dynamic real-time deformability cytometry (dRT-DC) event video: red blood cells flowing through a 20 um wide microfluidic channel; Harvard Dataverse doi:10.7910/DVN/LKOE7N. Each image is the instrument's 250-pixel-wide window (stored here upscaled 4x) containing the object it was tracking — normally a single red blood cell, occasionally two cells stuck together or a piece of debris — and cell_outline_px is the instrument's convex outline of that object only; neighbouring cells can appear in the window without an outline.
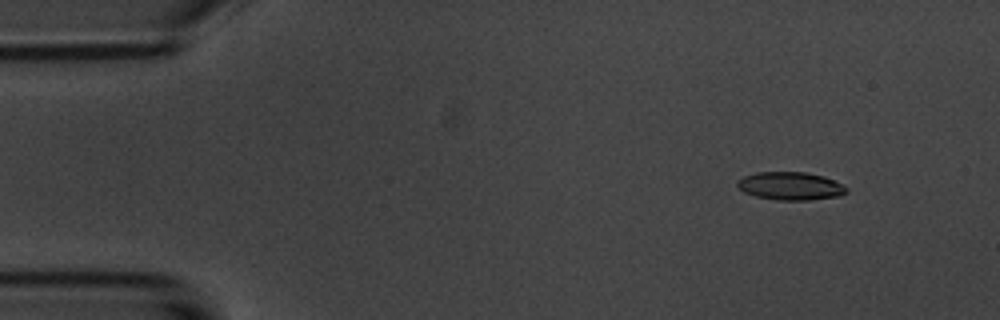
{"species": "common noctule bat (a hibernating species)", "species_latin": "Nyctalus noctula", "temperature_condition": "room temperature", "stored_images_in_passage": 54, "camera_frame_rate_fps": 3000, "um_per_image_px": 0.085, "animal": {"sex": "male", "body_mass_g": 20.1, "forearm_length_mm": 53.5}, "frame": {"image": 1, "passage_image": 6, "time_ms": 1.667, "image_size_px": [1000, 320], "cell_outline_px": [[848, 192], [840, 196], [808, 200], [780, 200], [756, 196], [744, 192], [736, 184], [736, 180], [744, 176], [756, 172], [804, 172], [824, 176], [844, 184], [848, 188]], "centroid_in_image_um": [67.22, 15.8], "position_along_channel_um": 17.8, "area_um2": 17.92}}
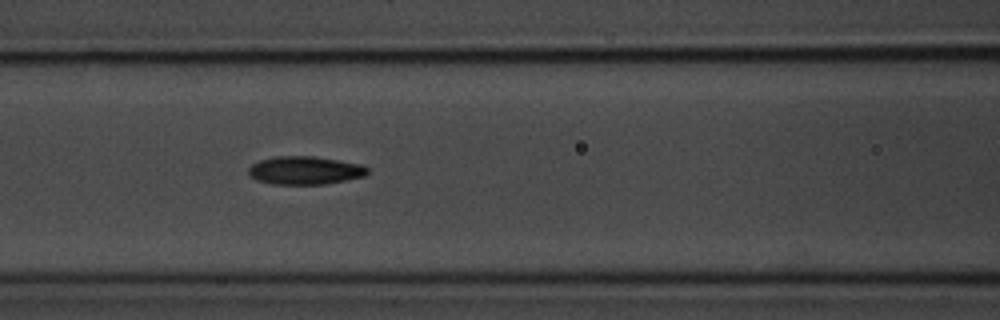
{"frame": {"image": 2, "passage_image": 23, "time_ms": 7.333, "image_size_px": [1000, 320], "cell_outline_px": [[368, 172], [364, 176], [324, 184], [272, 184], [256, 180], [248, 172], [248, 168], [252, 164], [260, 160], [276, 156], [316, 156], [340, 160], [360, 164], [368, 168]], "centroid_in_image_um": [25.91, 14.47], "position_along_channel_um": 140.7, "area_um2": 19.48}}
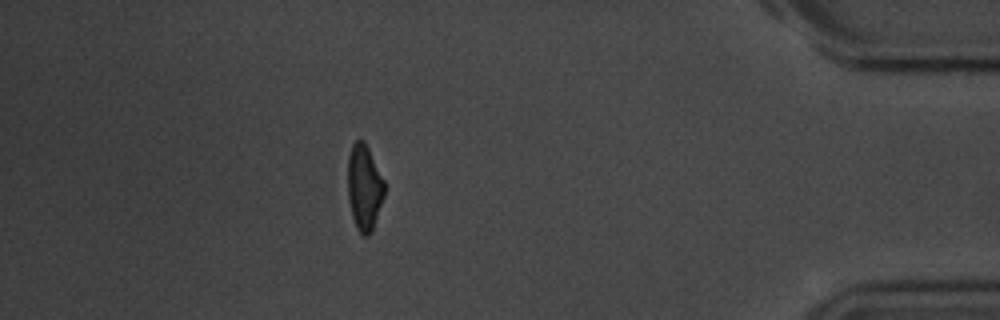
{"frame": {"image": 3, "passage_image": 48, "time_ms": 15.667, "image_size_px": [1000, 320], "cell_outline_px": [[384, 196], [372, 232], [368, 236], [364, 236], [356, 228], [352, 216], [348, 200], [348, 156], [352, 144], [356, 140], [364, 140], [384, 180]], "centroid_in_image_um": [30.95, 15.94], "position_along_channel_um": 404.2, "area_um2": 18.32}, "authors_computed_cell_mechanics": {"area_um2": 18.6116, "velocity_mm_per_s": 3.7247, "shape_relaxation_time_tau1_ms": 2.9011, "shape_relaxation_time_tau2_ms": 3.1678, "deformation_change_tau1": 0.1346, "deformation_change_tau2": 0.1005}}